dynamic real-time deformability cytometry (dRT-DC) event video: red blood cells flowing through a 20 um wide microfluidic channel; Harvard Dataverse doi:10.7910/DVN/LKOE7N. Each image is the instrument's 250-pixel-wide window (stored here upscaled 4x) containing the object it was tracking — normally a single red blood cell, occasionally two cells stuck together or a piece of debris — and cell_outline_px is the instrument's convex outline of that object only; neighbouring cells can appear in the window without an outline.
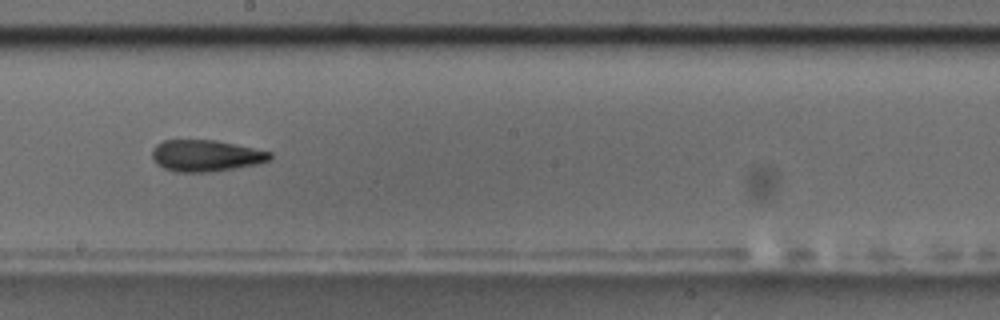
{"species": "common noctule bat (a hibernating species)", "species_latin": "Nyctalus noctula", "temperature_condition": "room temperature", "stored_images_in_passage": 12, "camera_frame_rate_fps": 3000, "um_per_image_px": 0.085, "animal": {"sex": "male", "body_mass_g": 17.5, "forearm_length_mm": 52.3}, "frame": {"image": 1, "passage_image": 6, "time_ms": 6.667, "image_size_px": [1000, 320], "cell_outline_px": [[272, 156], [268, 160], [256, 164], [208, 172], [176, 172], [164, 168], [156, 164], [152, 160], [152, 148], [156, 144], [164, 140], [216, 140], [272, 152]], "centroid_in_image_um": [17.44, 13.23], "position_along_channel_um": 230.8, "area_um2": 21.56}}
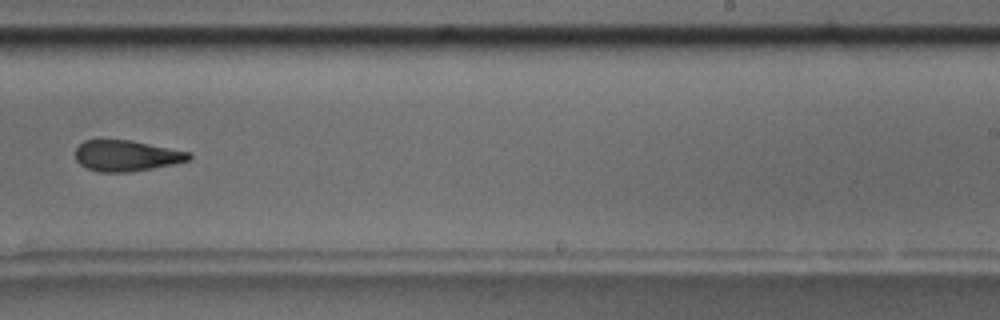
{"frame": {"image": 2, "passage_image": 7, "time_ms": 8.0, "image_size_px": [1000, 320], "cell_outline_px": [[192, 156], [188, 160], [172, 164], [152, 168], [128, 172], [100, 172], [88, 168], [80, 164], [76, 160], [76, 148], [84, 140], [132, 140], [192, 152]], "centroid_in_image_um": [10.76, 13.23], "position_along_channel_um": 278.2, "area_um2": 20.4}, "authors_computed_cell_mechanics": {"area_um2": 21.0392, "velocity_mm_per_s": 3.5782, "shape_relaxation_time_tau1_ms": null, "shape_relaxation_time_tau2_ms": 7.0999, "deformation_change_tau1": null, "deformation_change_tau2": 0.1835}}